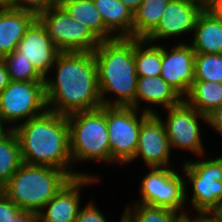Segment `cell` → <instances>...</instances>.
I'll return each mask as SVG.
<instances>
[{"label":"cell","mask_w":222,"mask_h":222,"mask_svg":"<svg viewBox=\"0 0 222 222\" xmlns=\"http://www.w3.org/2000/svg\"><path fill=\"white\" fill-rule=\"evenodd\" d=\"M44 82L50 112L67 116L102 106L93 52H61Z\"/></svg>","instance_id":"6da1fadb"},{"label":"cell","mask_w":222,"mask_h":222,"mask_svg":"<svg viewBox=\"0 0 222 222\" xmlns=\"http://www.w3.org/2000/svg\"><path fill=\"white\" fill-rule=\"evenodd\" d=\"M13 131L19 141L23 163L58 168L73 177L70 130L66 115L47 110L19 124Z\"/></svg>","instance_id":"7a4b0ae2"},{"label":"cell","mask_w":222,"mask_h":222,"mask_svg":"<svg viewBox=\"0 0 222 222\" xmlns=\"http://www.w3.org/2000/svg\"><path fill=\"white\" fill-rule=\"evenodd\" d=\"M93 54L102 105L135 108L137 71L134 38L116 37L101 41Z\"/></svg>","instance_id":"3957f363"},{"label":"cell","mask_w":222,"mask_h":222,"mask_svg":"<svg viewBox=\"0 0 222 222\" xmlns=\"http://www.w3.org/2000/svg\"><path fill=\"white\" fill-rule=\"evenodd\" d=\"M70 130V152L73 162V178L92 176L101 178L95 172L77 170V164L98 162L111 165L108 127L105 117V106L88 111L67 115Z\"/></svg>","instance_id":"277c9868"},{"label":"cell","mask_w":222,"mask_h":222,"mask_svg":"<svg viewBox=\"0 0 222 222\" xmlns=\"http://www.w3.org/2000/svg\"><path fill=\"white\" fill-rule=\"evenodd\" d=\"M72 178L58 168L23 163L0 191L21 210L38 214Z\"/></svg>","instance_id":"5b68a950"},{"label":"cell","mask_w":222,"mask_h":222,"mask_svg":"<svg viewBox=\"0 0 222 222\" xmlns=\"http://www.w3.org/2000/svg\"><path fill=\"white\" fill-rule=\"evenodd\" d=\"M220 154L210 157L207 153L194 158L195 160L184 159L179 164L184 177L187 209L191 207L189 213H216L222 208V153Z\"/></svg>","instance_id":"8992f818"},{"label":"cell","mask_w":222,"mask_h":222,"mask_svg":"<svg viewBox=\"0 0 222 222\" xmlns=\"http://www.w3.org/2000/svg\"><path fill=\"white\" fill-rule=\"evenodd\" d=\"M162 111L166 112L165 115H162ZM162 111L156 115L163 122L171 150L189 152L195 158L209 152L202 139V124L207 125V116L200 114L184 99L178 105Z\"/></svg>","instance_id":"52a82bcc"},{"label":"cell","mask_w":222,"mask_h":222,"mask_svg":"<svg viewBox=\"0 0 222 222\" xmlns=\"http://www.w3.org/2000/svg\"><path fill=\"white\" fill-rule=\"evenodd\" d=\"M149 115L133 107L105 106L111 166L124 167L134 158L142 122Z\"/></svg>","instance_id":"ba28073f"},{"label":"cell","mask_w":222,"mask_h":222,"mask_svg":"<svg viewBox=\"0 0 222 222\" xmlns=\"http://www.w3.org/2000/svg\"><path fill=\"white\" fill-rule=\"evenodd\" d=\"M148 169L139 181L140 198L133 203L169 208L181 214L187 213L184 177L178 166Z\"/></svg>","instance_id":"9c48e42d"},{"label":"cell","mask_w":222,"mask_h":222,"mask_svg":"<svg viewBox=\"0 0 222 222\" xmlns=\"http://www.w3.org/2000/svg\"><path fill=\"white\" fill-rule=\"evenodd\" d=\"M46 111L45 82L10 81L0 92V117L10 130Z\"/></svg>","instance_id":"30bf717a"},{"label":"cell","mask_w":222,"mask_h":222,"mask_svg":"<svg viewBox=\"0 0 222 222\" xmlns=\"http://www.w3.org/2000/svg\"><path fill=\"white\" fill-rule=\"evenodd\" d=\"M60 52H93L100 40L58 4L37 17Z\"/></svg>","instance_id":"8fae6325"},{"label":"cell","mask_w":222,"mask_h":222,"mask_svg":"<svg viewBox=\"0 0 222 222\" xmlns=\"http://www.w3.org/2000/svg\"><path fill=\"white\" fill-rule=\"evenodd\" d=\"M202 10L203 8L193 0H170L162 13L160 23L146 40L166 44L172 39L175 40L173 43H177L178 38L182 39L184 36L186 39L180 40L179 43H189V36H192L195 22Z\"/></svg>","instance_id":"7c38bea8"},{"label":"cell","mask_w":222,"mask_h":222,"mask_svg":"<svg viewBox=\"0 0 222 222\" xmlns=\"http://www.w3.org/2000/svg\"><path fill=\"white\" fill-rule=\"evenodd\" d=\"M172 153L163 122L157 115L150 114L142 122L135 156L127 166L140 160L147 169L174 167L175 160L170 161L174 159Z\"/></svg>","instance_id":"4fadbf2b"},{"label":"cell","mask_w":222,"mask_h":222,"mask_svg":"<svg viewBox=\"0 0 222 222\" xmlns=\"http://www.w3.org/2000/svg\"><path fill=\"white\" fill-rule=\"evenodd\" d=\"M168 45V46H167ZM172 46V47H171ZM195 51L189 43L162 44L160 76L184 99L194 83Z\"/></svg>","instance_id":"5bb4252c"},{"label":"cell","mask_w":222,"mask_h":222,"mask_svg":"<svg viewBox=\"0 0 222 222\" xmlns=\"http://www.w3.org/2000/svg\"><path fill=\"white\" fill-rule=\"evenodd\" d=\"M100 180L92 176L72 178L37 214L38 222H74L82 206L83 189Z\"/></svg>","instance_id":"9a60e30c"},{"label":"cell","mask_w":222,"mask_h":222,"mask_svg":"<svg viewBox=\"0 0 222 222\" xmlns=\"http://www.w3.org/2000/svg\"><path fill=\"white\" fill-rule=\"evenodd\" d=\"M19 52L45 78L61 53L49 37L46 27L37 18L17 45Z\"/></svg>","instance_id":"2e32d148"},{"label":"cell","mask_w":222,"mask_h":222,"mask_svg":"<svg viewBox=\"0 0 222 222\" xmlns=\"http://www.w3.org/2000/svg\"><path fill=\"white\" fill-rule=\"evenodd\" d=\"M182 100L161 76L137 77L135 109L156 115L160 110L176 106ZM157 107L160 108L157 110Z\"/></svg>","instance_id":"e0dca14e"},{"label":"cell","mask_w":222,"mask_h":222,"mask_svg":"<svg viewBox=\"0 0 222 222\" xmlns=\"http://www.w3.org/2000/svg\"><path fill=\"white\" fill-rule=\"evenodd\" d=\"M36 19L37 16L31 12L8 8L0 3V59L17 49Z\"/></svg>","instance_id":"ac0fdd59"},{"label":"cell","mask_w":222,"mask_h":222,"mask_svg":"<svg viewBox=\"0 0 222 222\" xmlns=\"http://www.w3.org/2000/svg\"><path fill=\"white\" fill-rule=\"evenodd\" d=\"M189 44L198 54H222V23L207 9L198 15Z\"/></svg>","instance_id":"d6986e66"},{"label":"cell","mask_w":222,"mask_h":222,"mask_svg":"<svg viewBox=\"0 0 222 222\" xmlns=\"http://www.w3.org/2000/svg\"><path fill=\"white\" fill-rule=\"evenodd\" d=\"M105 27L115 37L132 38L134 13L120 0H93Z\"/></svg>","instance_id":"ffe728a7"},{"label":"cell","mask_w":222,"mask_h":222,"mask_svg":"<svg viewBox=\"0 0 222 222\" xmlns=\"http://www.w3.org/2000/svg\"><path fill=\"white\" fill-rule=\"evenodd\" d=\"M59 5L71 18L87 26L100 41L116 38L105 27L93 0H59Z\"/></svg>","instance_id":"44dd1931"},{"label":"cell","mask_w":222,"mask_h":222,"mask_svg":"<svg viewBox=\"0 0 222 222\" xmlns=\"http://www.w3.org/2000/svg\"><path fill=\"white\" fill-rule=\"evenodd\" d=\"M184 100L200 114L208 116L222 105V84L205 80H194Z\"/></svg>","instance_id":"7402d4cb"},{"label":"cell","mask_w":222,"mask_h":222,"mask_svg":"<svg viewBox=\"0 0 222 222\" xmlns=\"http://www.w3.org/2000/svg\"><path fill=\"white\" fill-rule=\"evenodd\" d=\"M170 0H143L134 12L132 38L146 39L160 23V18Z\"/></svg>","instance_id":"603a6c76"},{"label":"cell","mask_w":222,"mask_h":222,"mask_svg":"<svg viewBox=\"0 0 222 222\" xmlns=\"http://www.w3.org/2000/svg\"><path fill=\"white\" fill-rule=\"evenodd\" d=\"M134 59L137 77L160 76L162 44L134 38Z\"/></svg>","instance_id":"cb8c5ba5"},{"label":"cell","mask_w":222,"mask_h":222,"mask_svg":"<svg viewBox=\"0 0 222 222\" xmlns=\"http://www.w3.org/2000/svg\"><path fill=\"white\" fill-rule=\"evenodd\" d=\"M22 164L17 135L9 130L0 137V190Z\"/></svg>","instance_id":"d4e9b609"},{"label":"cell","mask_w":222,"mask_h":222,"mask_svg":"<svg viewBox=\"0 0 222 222\" xmlns=\"http://www.w3.org/2000/svg\"><path fill=\"white\" fill-rule=\"evenodd\" d=\"M181 213L163 207H153L141 203L126 205L121 213L124 222H173Z\"/></svg>","instance_id":"484cf974"},{"label":"cell","mask_w":222,"mask_h":222,"mask_svg":"<svg viewBox=\"0 0 222 222\" xmlns=\"http://www.w3.org/2000/svg\"><path fill=\"white\" fill-rule=\"evenodd\" d=\"M9 74L10 81L44 82L32 63L16 50L1 58Z\"/></svg>","instance_id":"4316f807"},{"label":"cell","mask_w":222,"mask_h":222,"mask_svg":"<svg viewBox=\"0 0 222 222\" xmlns=\"http://www.w3.org/2000/svg\"><path fill=\"white\" fill-rule=\"evenodd\" d=\"M194 80L222 84V54H195Z\"/></svg>","instance_id":"83f0119b"},{"label":"cell","mask_w":222,"mask_h":222,"mask_svg":"<svg viewBox=\"0 0 222 222\" xmlns=\"http://www.w3.org/2000/svg\"><path fill=\"white\" fill-rule=\"evenodd\" d=\"M2 4L8 8L31 12L38 17L43 11L58 5L59 0H3Z\"/></svg>","instance_id":"f1b7e54d"},{"label":"cell","mask_w":222,"mask_h":222,"mask_svg":"<svg viewBox=\"0 0 222 222\" xmlns=\"http://www.w3.org/2000/svg\"><path fill=\"white\" fill-rule=\"evenodd\" d=\"M87 202L81 206L74 222H109L102 209L98 208L97 202L92 198Z\"/></svg>","instance_id":"f546056e"},{"label":"cell","mask_w":222,"mask_h":222,"mask_svg":"<svg viewBox=\"0 0 222 222\" xmlns=\"http://www.w3.org/2000/svg\"><path fill=\"white\" fill-rule=\"evenodd\" d=\"M20 211L21 209L0 191V222H11Z\"/></svg>","instance_id":"4dcf8cb0"},{"label":"cell","mask_w":222,"mask_h":222,"mask_svg":"<svg viewBox=\"0 0 222 222\" xmlns=\"http://www.w3.org/2000/svg\"><path fill=\"white\" fill-rule=\"evenodd\" d=\"M207 125L222 138V105L207 116Z\"/></svg>","instance_id":"1f68e13d"},{"label":"cell","mask_w":222,"mask_h":222,"mask_svg":"<svg viewBox=\"0 0 222 222\" xmlns=\"http://www.w3.org/2000/svg\"><path fill=\"white\" fill-rule=\"evenodd\" d=\"M11 222H38V215L29 211L21 210Z\"/></svg>","instance_id":"d6a6232c"},{"label":"cell","mask_w":222,"mask_h":222,"mask_svg":"<svg viewBox=\"0 0 222 222\" xmlns=\"http://www.w3.org/2000/svg\"><path fill=\"white\" fill-rule=\"evenodd\" d=\"M207 10L222 23V0L214 1Z\"/></svg>","instance_id":"836d02e7"},{"label":"cell","mask_w":222,"mask_h":222,"mask_svg":"<svg viewBox=\"0 0 222 222\" xmlns=\"http://www.w3.org/2000/svg\"><path fill=\"white\" fill-rule=\"evenodd\" d=\"M9 82V74L2 59H0V92L9 84Z\"/></svg>","instance_id":"e575fe53"},{"label":"cell","mask_w":222,"mask_h":222,"mask_svg":"<svg viewBox=\"0 0 222 222\" xmlns=\"http://www.w3.org/2000/svg\"><path fill=\"white\" fill-rule=\"evenodd\" d=\"M173 222H200V214L182 213Z\"/></svg>","instance_id":"d590c367"},{"label":"cell","mask_w":222,"mask_h":222,"mask_svg":"<svg viewBox=\"0 0 222 222\" xmlns=\"http://www.w3.org/2000/svg\"><path fill=\"white\" fill-rule=\"evenodd\" d=\"M200 222H222V219L216 213H202Z\"/></svg>","instance_id":"8d00e7d4"},{"label":"cell","mask_w":222,"mask_h":222,"mask_svg":"<svg viewBox=\"0 0 222 222\" xmlns=\"http://www.w3.org/2000/svg\"><path fill=\"white\" fill-rule=\"evenodd\" d=\"M122 1L133 13L140 7L143 0H120Z\"/></svg>","instance_id":"74e56055"},{"label":"cell","mask_w":222,"mask_h":222,"mask_svg":"<svg viewBox=\"0 0 222 222\" xmlns=\"http://www.w3.org/2000/svg\"><path fill=\"white\" fill-rule=\"evenodd\" d=\"M193 1L199 4L203 9H207L216 0H193Z\"/></svg>","instance_id":"f35d334b"},{"label":"cell","mask_w":222,"mask_h":222,"mask_svg":"<svg viewBox=\"0 0 222 222\" xmlns=\"http://www.w3.org/2000/svg\"><path fill=\"white\" fill-rule=\"evenodd\" d=\"M10 129L3 123L1 117H0V137H2L6 132H8Z\"/></svg>","instance_id":"ab89813d"},{"label":"cell","mask_w":222,"mask_h":222,"mask_svg":"<svg viewBox=\"0 0 222 222\" xmlns=\"http://www.w3.org/2000/svg\"><path fill=\"white\" fill-rule=\"evenodd\" d=\"M216 214L222 219V208H220Z\"/></svg>","instance_id":"60d3db41"},{"label":"cell","mask_w":222,"mask_h":222,"mask_svg":"<svg viewBox=\"0 0 222 222\" xmlns=\"http://www.w3.org/2000/svg\"><path fill=\"white\" fill-rule=\"evenodd\" d=\"M119 222H124V221L122 220V216L120 217Z\"/></svg>","instance_id":"b9f144b4"}]
</instances>
